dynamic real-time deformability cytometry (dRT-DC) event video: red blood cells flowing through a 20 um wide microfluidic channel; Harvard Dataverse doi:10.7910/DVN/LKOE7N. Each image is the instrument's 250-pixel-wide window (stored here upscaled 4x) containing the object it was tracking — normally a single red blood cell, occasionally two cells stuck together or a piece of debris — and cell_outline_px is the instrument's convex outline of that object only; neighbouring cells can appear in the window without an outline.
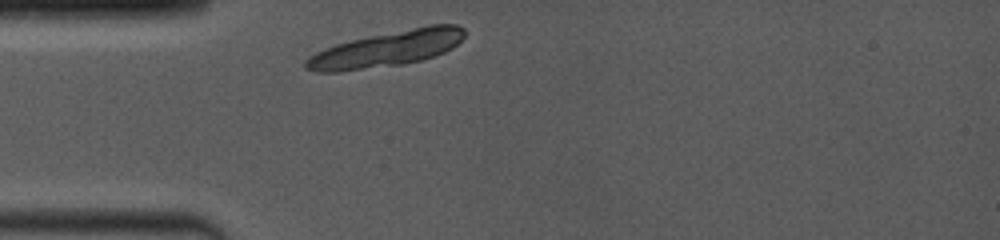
{"species": "common noctule bat (a hibernating species)", "species_latin": "Nyctalus noctula", "temperature_condition": "room temperature", "stored_images_in_passage": 1, "camera_frame_rate_fps": 4000, "um_per_image_px": 0.085, "animal": {"sex": "female", "body_mass_g": 19.0, "forearm_length_mm": 53.3}, "frame": {"image": 1, "passage_image": 1, "time_ms": 0.0, "image_size_px": [1000, 240], "cell_outline_px": [[464, 36], [452, 48], [436, 56], [404, 64], [340, 72], [316, 72], [304, 68], [304, 60], [308, 56], [316, 52], [336, 44], [352, 40], [432, 24], [456, 24], [464, 28]], "centroid_in_image_um": [32.85, 4.17], "position_along_channel_um": 52.1, "area_um2": 32.77}}